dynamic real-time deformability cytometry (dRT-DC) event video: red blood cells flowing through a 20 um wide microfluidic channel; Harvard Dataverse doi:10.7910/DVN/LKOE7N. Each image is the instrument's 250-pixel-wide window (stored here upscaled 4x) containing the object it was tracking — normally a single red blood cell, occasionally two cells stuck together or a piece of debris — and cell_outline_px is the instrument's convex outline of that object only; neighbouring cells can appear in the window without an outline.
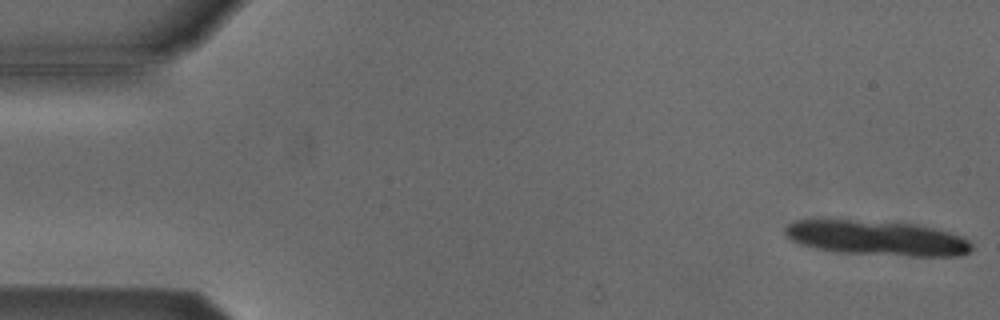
{"species": "Egyptian fruit bat (a non-hibernating species)", "species_latin": "Rousettus aegyptiacus", "temperature_condition": "cold", "stored_images_in_passage": 11, "camera_frame_rate_fps": 3000, "um_per_image_px": 0.085, "animal": {"sex": "male"}, "frame": {"image": 1, "passage_image": 1, "time_ms": 0.0, "image_size_px": [1000, 320], "cell_outline_px": [[972, 248], [968, 252], [960, 256], [908, 256], [836, 252], [816, 248], [800, 244], [792, 240], [784, 232], [784, 228], [788, 224], [796, 220], [848, 220], [916, 224], [936, 228], [964, 236], [972, 244]], "centroid_in_image_um": [74.58, 20.24], "position_along_channel_um": 10.4, "area_um2": 37.86}}